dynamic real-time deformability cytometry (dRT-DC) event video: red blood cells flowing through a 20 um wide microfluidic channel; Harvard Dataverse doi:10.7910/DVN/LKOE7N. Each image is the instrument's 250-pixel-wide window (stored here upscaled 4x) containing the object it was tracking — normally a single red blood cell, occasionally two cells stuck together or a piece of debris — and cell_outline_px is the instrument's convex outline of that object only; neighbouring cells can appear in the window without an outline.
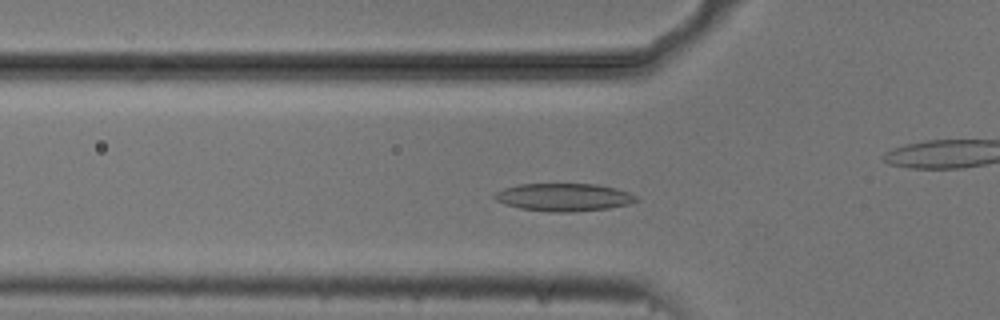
{"species": "common noctule bat (a hibernating species)", "species_latin": "Nyctalus noctula", "temperature_condition": "cold", "stored_images_in_passage": 39, "camera_frame_rate_fps": 3000, "um_per_image_px": 0.085, "animal": {"sex": "male", "body_mass_g": 20.5, "forearm_length_mm": 52.5}, "frame": {"image": 1, "passage_image": 2, "time_ms": 0.333, "image_size_px": [1000, 320], "cell_outline_px": [[640, 200], [628, 204], [608, 208], [572, 212], [548, 212], [520, 208], [504, 204], [496, 200], [492, 196], [496, 192], [504, 188], [520, 184], [596, 184], [616, 188], [628, 192], [636, 196]], "centroid_in_image_um": [47.91, 16.76], "position_along_channel_um": 77.9, "area_um2": 22.95}}
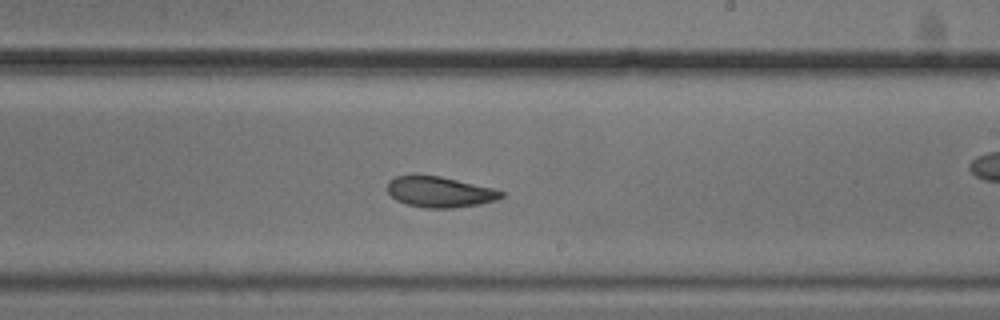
{"frame": {"image": 2, "passage_image": 16, "time_ms": 5.0, "image_size_px": [1000, 320], "cell_outline_px": [[504, 196], [496, 200], [480, 204], [452, 208], [428, 208], [408, 204], [396, 200], [388, 192], [388, 180], [396, 176], [440, 176], [492, 188], [504, 192]], "centroid_in_image_um": [37.39, 16.32], "position_along_channel_um": 251.6, "area_um2": 20.06}}
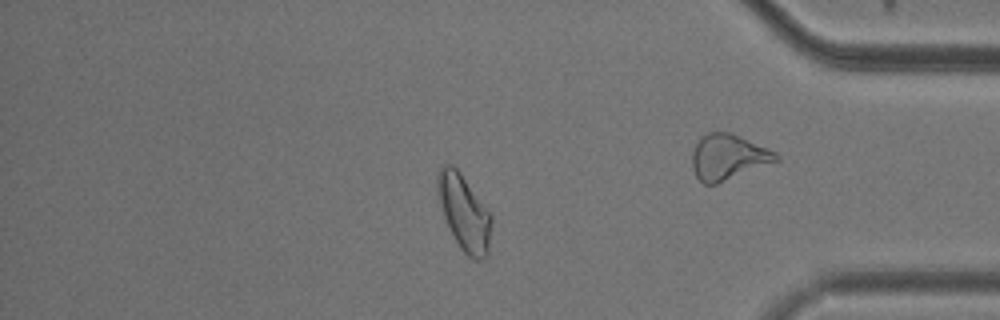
{"frame": {"image": 3, "passage_image": 30, "time_ms": 9.667, "image_size_px": [1000, 320], "cell_outline_px": [[492, 220], [488, 256], [480, 260], [472, 260], [460, 248], [444, 216], [440, 204], [436, 188], [436, 176], [440, 168], [444, 164], [452, 164], [460, 172], [492, 216]], "centroid_in_image_um": [39.45, 18.08], "position_along_channel_um": 395.7, "area_um2": 23.58}, "authors_computed_cell_mechanics": {"area_um2": 21.3282, "velocity_mm_per_s": 3.7141, "shape_relaxation_time_tau1_ms": 3.7547, "shape_relaxation_time_tau2_ms": 5.011, "deformation_change_tau1": 0.1131, "deformation_change_tau2": 0.1161}}